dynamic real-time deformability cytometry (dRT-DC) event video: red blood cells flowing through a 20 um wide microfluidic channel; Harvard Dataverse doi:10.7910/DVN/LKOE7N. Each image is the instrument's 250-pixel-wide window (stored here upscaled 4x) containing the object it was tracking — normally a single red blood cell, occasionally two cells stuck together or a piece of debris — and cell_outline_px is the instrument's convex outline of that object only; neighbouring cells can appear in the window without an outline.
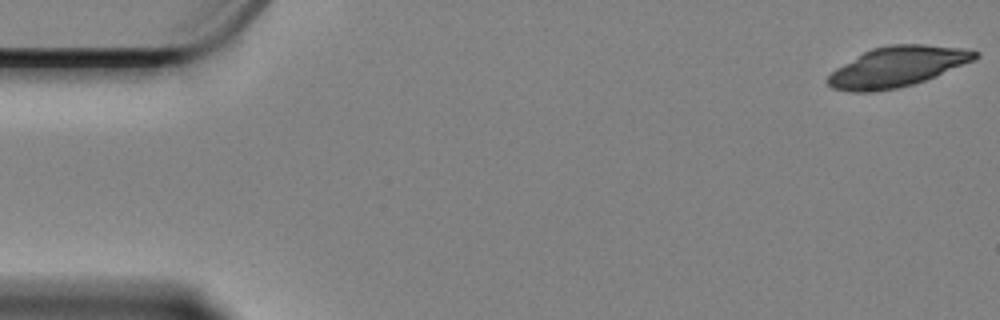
{"species": "Egyptian fruit bat (a non-hibernating species)", "species_latin": "Rousettus aegyptiacus", "temperature_condition": "cold", "stored_images_in_passage": 58, "camera_frame_rate_fps": 3000, "um_per_image_px": 0.085, "animal": {"sex": "female"}, "frame": {"image": 1, "passage_image": 1, "time_ms": 0.0, "image_size_px": [1000, 320], "cell_outline_px": [[980, 56], [972, 60], [936, 76], [900, 88], [876, 92], [848, 92], [832, 88], [824, 80], [836, 68], [864, 52], [872, 48], [888, 44], [924, 44], [964, 48], [980, 52]], "centroid_in_image_um": [76.24, 5.67], "position_along_channel_um": 8.8, "area_um2": 34.56}}